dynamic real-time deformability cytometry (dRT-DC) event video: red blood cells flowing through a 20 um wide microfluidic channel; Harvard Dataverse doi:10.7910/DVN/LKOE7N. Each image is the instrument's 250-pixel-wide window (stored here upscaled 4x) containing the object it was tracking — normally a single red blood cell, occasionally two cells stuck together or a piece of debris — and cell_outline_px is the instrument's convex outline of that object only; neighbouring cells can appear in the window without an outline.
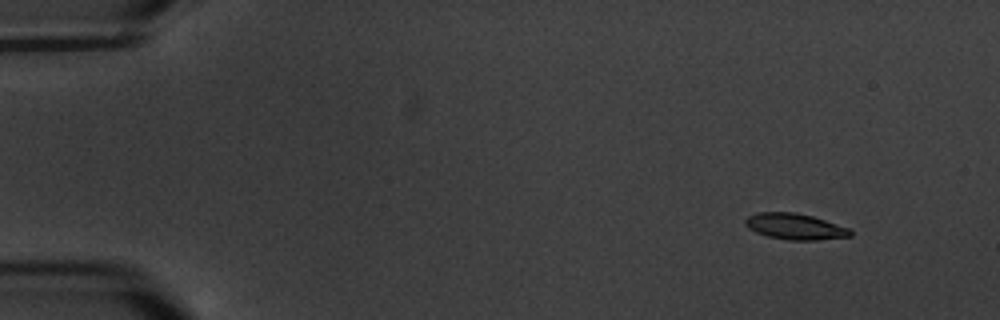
{"species": "common noctule bat (a hibernating species)", "species_latin": "Nyctalus noctula", "temperature_condition": "warm", "stored_images_in_passage": 5, "camera_frame_rate_fps": 3000, "um_per_image_px": 0.085, "animal": {"sex": "male", "body_mass_g": 20.1, "forearm_length_mm": 53.5}, "frame": {"image": 1, "passage_image": 2, "time_ms": 2.0, "image_size_px": [1000, 320], "cell_outline_px": [[852, 236], [816, 240], [788, 240], [768, 236], [756, 232], [748, 228], [744, 224], [744, 220], [748, 216], [756, 212], [796, 212], [812, 216], [848, 228], [852, 232]], "centroid_in_image_um": [67.53, 19.25], "position_along_channel_um": 17.5, "area_um2": 15.9}}
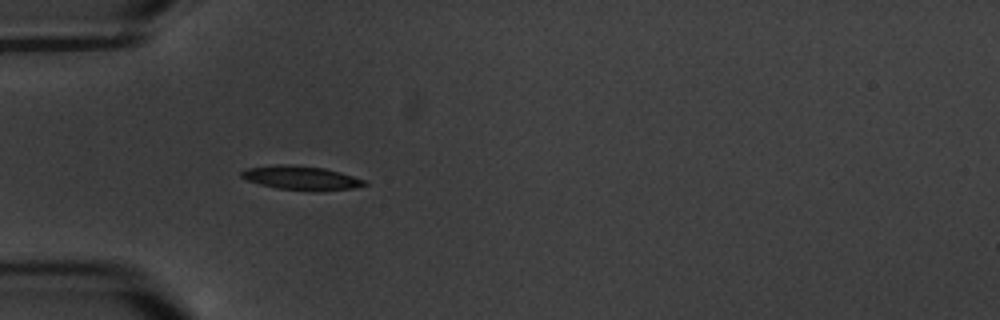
{"frame": {"image": 2, "passage_image": 5, "time_ms": 6.333, "image_size_px": [1000, 320], "cell_outline_px": [[368, 184], [352, 188], [276, 188], [260, 184], [248, 180], [240, 176], [240, 172], [248, 168], [276, 164], [288, 164], [324, 168], [340, 172], [368, 180]], "centroid_in_image_um": [25.56, 15.06], "position_along_channel_um": 59.4, "area_um2": 16.24}}